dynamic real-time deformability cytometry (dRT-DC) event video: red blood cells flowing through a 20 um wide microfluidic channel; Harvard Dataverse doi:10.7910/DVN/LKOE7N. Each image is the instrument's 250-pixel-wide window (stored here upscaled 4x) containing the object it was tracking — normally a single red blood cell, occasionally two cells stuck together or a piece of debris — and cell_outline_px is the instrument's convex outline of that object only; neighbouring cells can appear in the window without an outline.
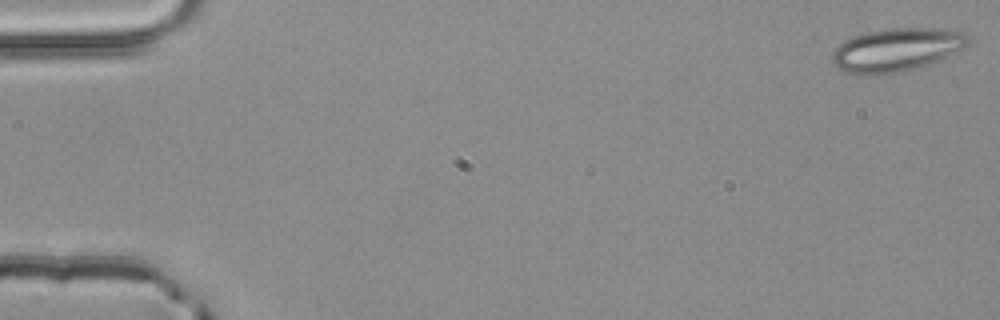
{"species": "common noctule bat (a hibernating species)", "species_latin": "Nyctalus noctula", "temperature_condition": "room temperature", "stored_images_in_passage": 4, "camera_frame_rate_fps": 3000, "um_per_image_px": 0.085, "animal": {"sex": "male", "body_mass_g": 20.4}, "frame": {"image": 1, "passage_image": 1, "time_ms": 0.0, "image_size_px": [1000, 320], "cell_outline_px": [[972, 36], [968, 44], [964, 48], [936, 60], [916, 68], [900, 72], [868, 76], [856, 76], [844, 72], [832, 60], [832, 52], [844, 40], [868, 32], [888, 28], [940, 28], [968, 32]], "centroid_in_image_um": [76.22, 4.23], "position_along_channel_um": 8.8, "area_um2": 34.45}}